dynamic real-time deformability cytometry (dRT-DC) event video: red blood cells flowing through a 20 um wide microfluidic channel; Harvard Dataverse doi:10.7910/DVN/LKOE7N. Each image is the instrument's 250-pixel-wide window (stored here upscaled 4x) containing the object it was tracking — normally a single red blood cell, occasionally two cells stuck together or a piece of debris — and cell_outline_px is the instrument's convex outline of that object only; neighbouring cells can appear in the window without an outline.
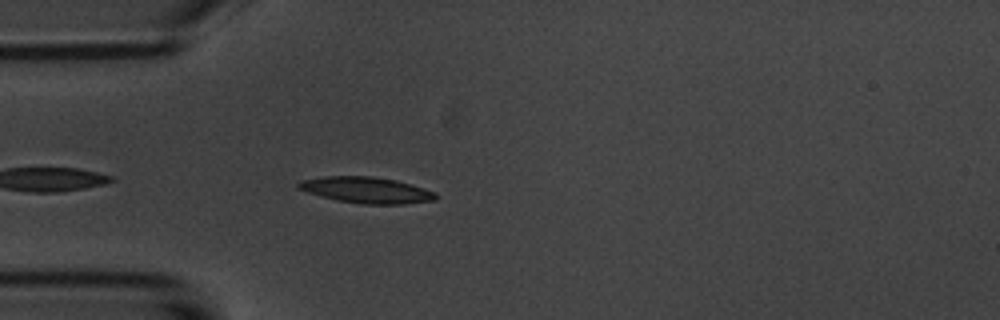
{"species": "common noctule bat (a hibernating species)", "species_latin": "Nyctalus noctula", "temperature_condition": "room temperature", "stored_images_in_passage": 4, "camera_frame_rate_fps": 3000, "um_per_image_px": 0.085, "animal": {"sex": "male", "body_mass_g": 20.1, "forearm_length_mm": 53.5}, "frame": {"image": 1, "passage_image": 4, "time_ms": 3.667, "image_size_px": [1000, 320], "cell_outline_px": [[436, 200], [404, 204], [364, 204], [336, 200], [320, 196], [296, 188], [296, 184], [300, 180], [324, 176], [372, 176], [396, 180], [424, 188], [436, 192]], "centroid_in_image_um": [31.12, 16.15], "position_along_channel_um": 53.9, "area_um2": 20.98}}